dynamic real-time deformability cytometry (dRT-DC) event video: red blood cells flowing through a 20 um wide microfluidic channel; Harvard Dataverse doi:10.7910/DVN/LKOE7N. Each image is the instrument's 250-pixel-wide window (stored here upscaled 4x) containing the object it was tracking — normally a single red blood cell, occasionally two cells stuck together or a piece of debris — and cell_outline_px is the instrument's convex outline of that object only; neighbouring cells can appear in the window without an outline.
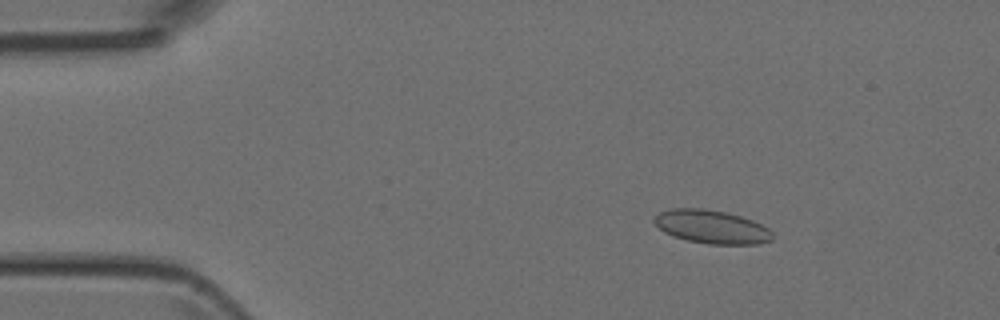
{"species": "Egyptian fruit bat (a non-hibernating species)", "species_latin": "Rousettus aegyptiacus", "temperature_condition": "room temperature", "stored_images_in_passage": 50, "camera_frame_rate_fps": 3000, "um_per_image_px": 0.085, "animal": {"sex": "female"}, "frame": {"image": 1, "passage_image": 8, "time_ms": 2.333, "image_size_px": [1000, 320], "cell_outline_px": [[772, 240], [756, 244], [708, 244], [688, 240], [672, 236], [664, 232], [652, 220], [652, 216], [660, 212], [672, 208], [704, 208], [724, 212], [740, 216], [752, 220], [768, 228], [772, 232]], "centroid_in_image_um": [60.45, 19.27], "position_along_channel_um": 24.5, "area_um2": 23.0}}
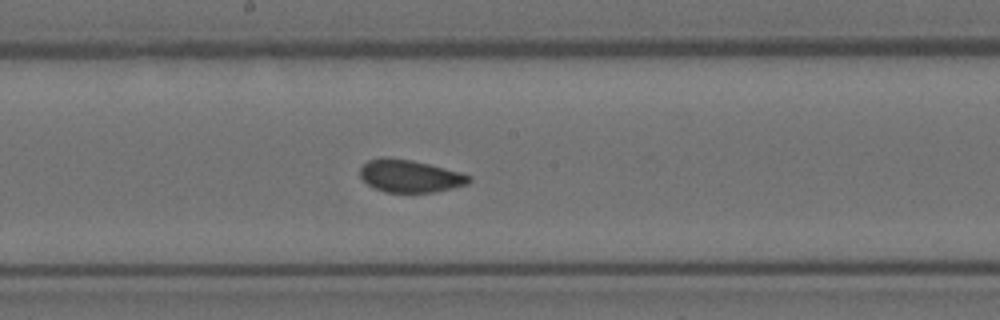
{"frame": {"image": 2, "passage_image": 27, "time_ms": 8.667, "image_size_px": [1000, 320], "cell_outline_px": [[472, 180], [468, 184], [436, 192], [384, 192], [368, 184], [360, 176], [360, 168], [368, 160], [380, 156], [388, 156], [412, 160], [460, 172], [472, 176]], "centroid_in_image_um": [34.84, 14.95], "position_along_channel_um": 213.4, "area_um2": 20.75}}
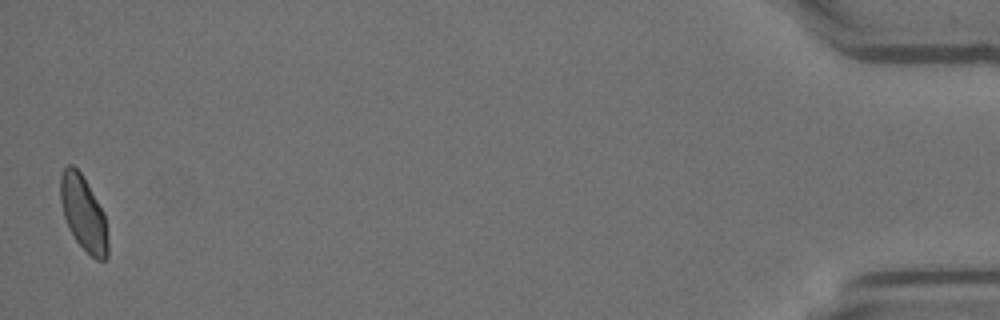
{"frame": {"image": 3, "passage_image": 50, "time_ms": 16.333, "image_size_px": [1000, 320], "cell_outline_px": [[108, 256], [104, 260], [96, 260], [76, 240], [64, 216], [60, 200], [60, 176], [64, 168], [68, 164], [72, 164], [80, 172], [104, 212], [108, 240]], "centroid_in_image_um": [7.1, 18.12], "position_along_channel_um": 428.1, "area_um2": 20.35}}